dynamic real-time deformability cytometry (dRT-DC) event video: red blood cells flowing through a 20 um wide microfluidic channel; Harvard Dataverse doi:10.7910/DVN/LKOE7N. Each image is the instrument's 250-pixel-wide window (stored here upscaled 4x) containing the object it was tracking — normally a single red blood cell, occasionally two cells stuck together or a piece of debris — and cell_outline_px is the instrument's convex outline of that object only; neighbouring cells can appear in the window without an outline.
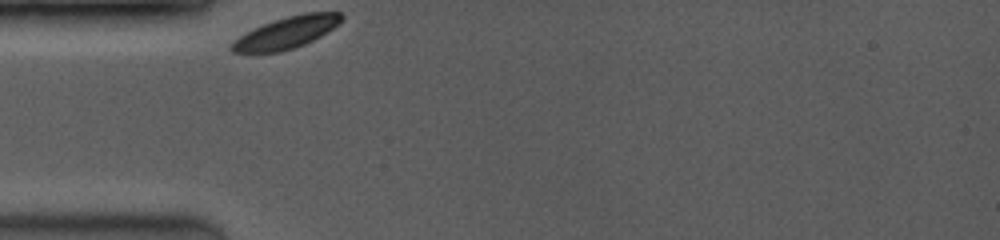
{"species": "common noctule bat (a hibernating species)", "species_latin": "Nyctalus noctula", "temperature_condition": "room temperature", "stored_images_in_passage": 35, "camera_frame_rate_fps": 3500, "um_per_image_px": 0.085, "animal": {"sex": "female", "body_mass_g": 19.0, "forearm_length_mm": 53.3}, "frame": {"image": 1, "passage_image": 1, "time_ms": 0.0, "image_size_px": [1000, 240], "cell_outline_px": [[344, 20], [320, 36], [304, 44], [280, 52], [232, 52], [228, 48], [240, 36], [264, 24], [288, 16], [304, 12], [340, 12], [344, 16]], "centroid_in_image_um": [24.4, 2.76], "position_along_channel_um": 60.6, "area_um2": 19.83}}
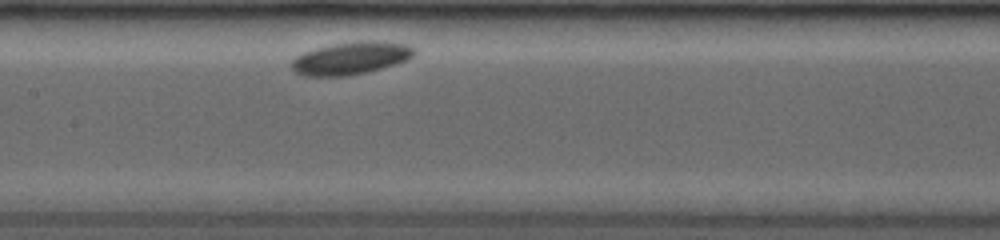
{"frame": {"image": 2, "passage_image": 13, "time_ms": 3.429, "image_size_px": [1000, 240], "cell_outline_px": [[416, 52], [408, 60], [396, 64], [368, 72], [344, 76], [304, 76], [296, 72], [288, 64], [296, 56], [304, 52], [316, 48], [332, 44], [368, 40], [376, 40], [404, 44], [416, 48]], "centroid_in_image_um": [29.82, 4.94], "position_along_channel_um": 177.6, "area_um2": 23.41}}
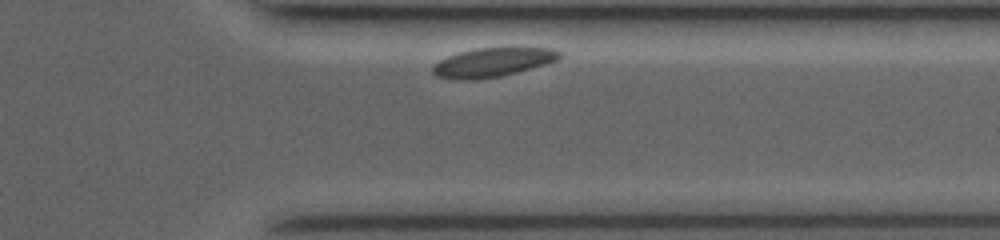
{"frame": {"image": 3, "passage_image": 32, "time_ms": 8.857, "image_size_px": [1000, 240], "cell_outline_px": [[564, 56], [560, 60], [516, 72], [500, 76], [476, 80], [452, 80], [436, 76], [432, 72], [432, 64], [448, 56], [460, 52], [476, 48], [552, 48], [560, 52]], "centroid_in_image_um": [41.86, 5.31], "position_along_channel_um": 369.5, "area_um2": 21.56}}